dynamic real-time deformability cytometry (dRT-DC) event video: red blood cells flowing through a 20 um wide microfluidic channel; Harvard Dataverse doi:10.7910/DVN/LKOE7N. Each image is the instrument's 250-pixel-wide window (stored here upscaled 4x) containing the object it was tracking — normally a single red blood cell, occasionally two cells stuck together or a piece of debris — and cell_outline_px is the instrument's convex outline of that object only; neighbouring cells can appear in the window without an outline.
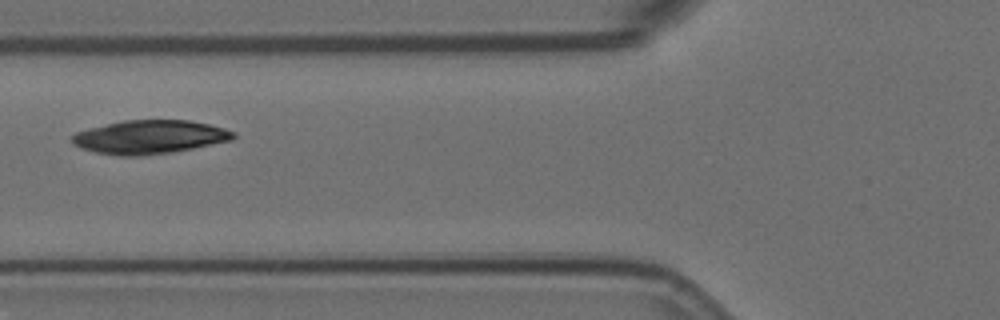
{"species": "Egyptian fruit bat (a non-hibernating species)", "species_latin": "Rousettus aegyptiacus", "temperature_condition": "room temperature", "stored_images_in_passage": 10, "camera_frame_rate_fps": 3000, "um_per_image_px": 0.085, "animal": {"sex": "female"}, "frame": {"image": 1, "passage_image": 5, "time_ms": 1.333, "image_size_px": [1000, 320], "cell_outline_px": [[236, 136], [232, 140], [172, 152], [140, 156], [120, 156], [96, 152], [80, 148], [72, 144], [72, 136], [76, 132], [88, 128], [124, 120], [188, 120], [208, 124], [224, 128], [236, 132]], "centroid_in_image_um": [12.71, 11.64], "position_along_channel_um": 113.1, "area_um2": 31.56}}
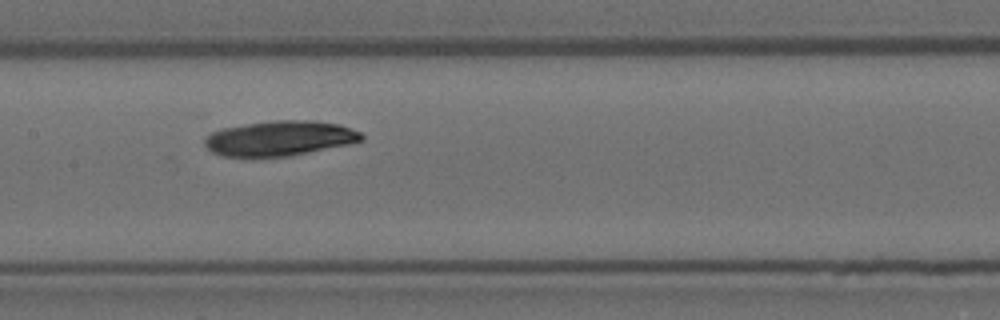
{"frame": {"image": 2, "passage_image": 7, "time_ms": 2.0, "image_size_px": [1000, 320], "cell_outline_px": [[364, 140], [352, 144], [292, 156], [252, 160], [248, 160], [220, 156], [212, 152], [204, 144], [204, 136], [212, 132], [224, 128], [248, 124], [276, 120], [312, 120], [340, 124], [360, 132], [364, 136]], "centroid_in_image_um": [23.75, 11.81], "position_along_channel_um": 183.6, "area_um2": 33.23}}
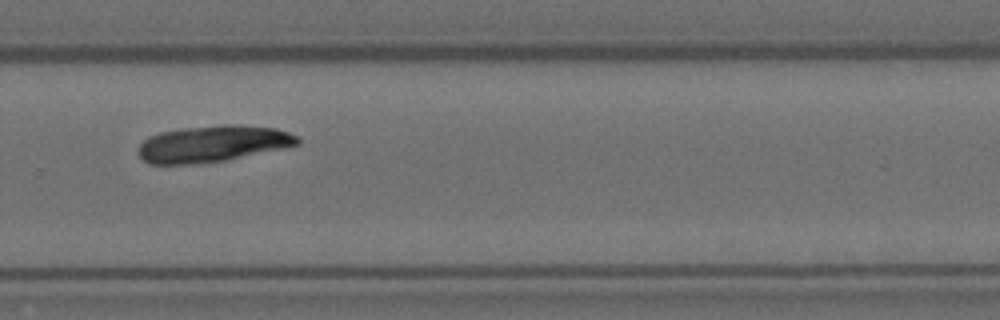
{"frame": {"image": 3, "passage_image": 10, "time_ms": 3.0, "image_size_px": [1000, 320], "cell_outline_px": [[300, 144], [288, 148], [224, 160], [192, 164], [148, 164], [136, 152], [140, 144], [148, 136], [160, 132], [184, 128], [224, 124], [240, 124], [276, 128], [288, 132], [296, 136], [300, 140]], "centroid_in_image_um": [18.1, 12.21], "position_along_channel_um": 311.7, "area_um2": 34.1}}